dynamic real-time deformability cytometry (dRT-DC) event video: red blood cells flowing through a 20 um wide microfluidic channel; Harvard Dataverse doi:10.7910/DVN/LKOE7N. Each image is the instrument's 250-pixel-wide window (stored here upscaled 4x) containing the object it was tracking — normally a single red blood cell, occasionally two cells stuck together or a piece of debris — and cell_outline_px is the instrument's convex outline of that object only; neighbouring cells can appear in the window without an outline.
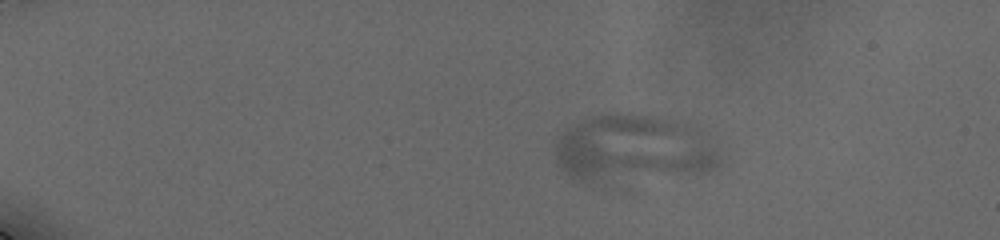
{"species": "human", "species_latin": "Homo sapiens", "temperature_condition": "cold", "stored_images_in_passage": 49, "segment_of_instrument_passage": [1, 2], "camera_frame_rate_fps": 3000, "um_per_image_px": 0.085, "donor": {"sex": "male"}, "frame": {"image": 1, "passage_image": 6, "time_ms": 3.0, "image_size_px": [1000, 240], "cell_outline_px": [[728, 156], [724, 164], [708, 172], [600, 180], [580, 180], [568, 176], [564, 172], [556, 160], [556, 144], [564, 128], [572, 124], [592, 116], [612, 112], [628, 112], [652, 116], [700, 128], [716, 136]], "centroid_in_image_um": [54.02, 12.57], "position_along_channel_um": 31.0, "area_um2": 65.55}}